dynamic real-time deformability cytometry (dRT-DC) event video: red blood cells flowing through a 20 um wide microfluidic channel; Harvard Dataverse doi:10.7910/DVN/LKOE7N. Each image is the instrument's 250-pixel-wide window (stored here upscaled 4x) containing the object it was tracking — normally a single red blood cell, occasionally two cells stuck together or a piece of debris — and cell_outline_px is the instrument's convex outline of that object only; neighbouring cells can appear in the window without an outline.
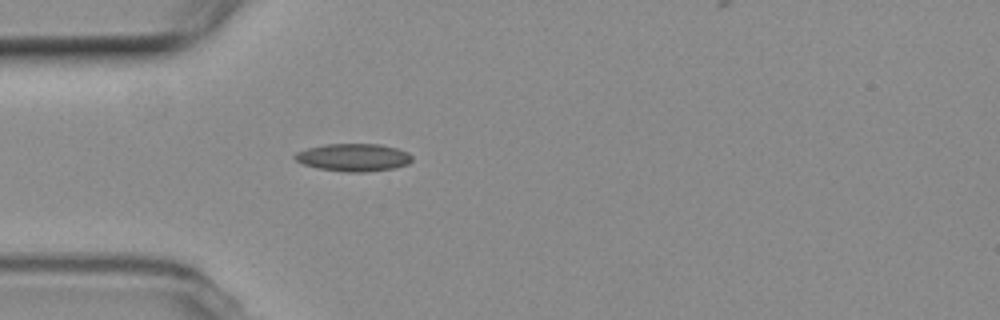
{"species": "common noctule bat (a hibernating species)", "species_latin": "Nyctalus noctula", "temperature_condition": "room temperature", "stored_images_in_passage": 2, "camera_frame_rate_fps": 3000, "um_per_image_px": 0.085, "animal": {"sex": "female", "body_mass_g": 19.3, "forearm_length_mm": 54.1}, "frame": {"image": 1, "passage_image": 1, "time_ms": 0.0, "image_size_px": [1000, 320], "cell_outline_px": [[412, 160], [408, 164], [392, 168], [364, 172], [344, 172], [320, 168], [304, 164], [296, 160], [292, 156], [296, 152], [308, 148], [324, 144], [380, 144], [396, 148], [408, 152], [412, 156]], "centroid_in_image_um": [30.04, 13.37], "position_along_channel_um": 55.0, "area_um2": 18.79}}